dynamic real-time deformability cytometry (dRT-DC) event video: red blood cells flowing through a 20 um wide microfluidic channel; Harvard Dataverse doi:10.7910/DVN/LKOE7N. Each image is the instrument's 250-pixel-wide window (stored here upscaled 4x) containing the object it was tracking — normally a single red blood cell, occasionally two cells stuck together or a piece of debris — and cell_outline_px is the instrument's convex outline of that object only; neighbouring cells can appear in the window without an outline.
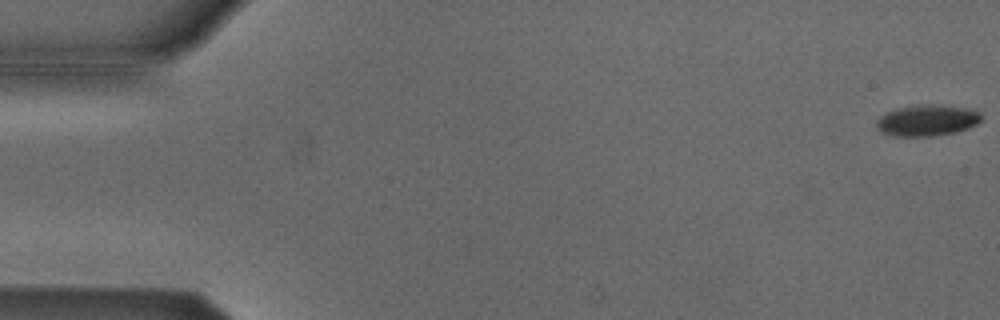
{"species": "Egyptian fruit bat (a non-hibernating species)", "species_latin": "Rousettus aegyptiacus", "temperature_condition": "cold", "stored_images_in_passage": 54, "camera_frame_rate_fps": 3000, "um_per_image_px": 0.085, "animal": {"sex": "male"}, "frame": {"image": 1, "passage_image": 1, "time_ms": 0.0, "image_size_px": [1000, 320], "cell_outline_px": [[980, 120], [976, 124], [968, 128], [956, 132], [936, 136], [896, 136], [880, 132], [876, 128], [876, 120], [884, 112], [900, 108], [928, 104], [940, 104], [976, 108], [980, 112]], "centroid_in_image_um": [78.83, 10.22], "position_along_channel_um": 6.2, "area_um2": 19.36}}
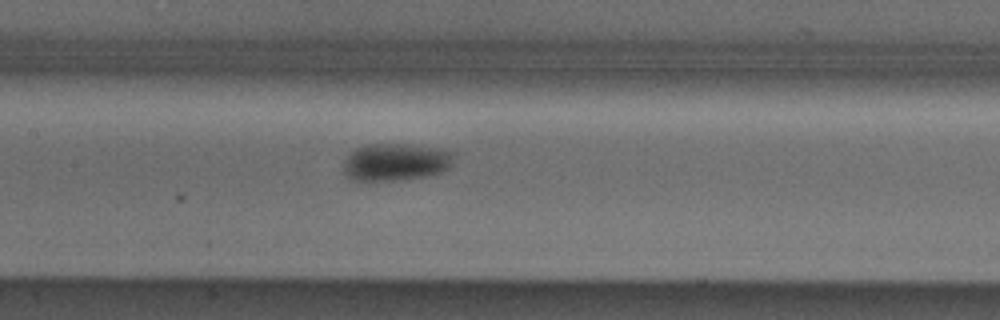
{"frame": {"image": 2, "passage_image": 26, "time_ms": 8.333, "image_size_px": [1000, 320], "cell_outline_px": [[452, 164], [444, 172], [424, 176], [400, 180], [356, 180], [348, 176], [344, 172], [344, 160], [356, 148], [368, 144], [412, 144], [440, 148], [452, 152]], "centroid_in_image_um": [33.66, 13.76], "position_along_channel_um": 173.7, "area_um2": 23.93}}
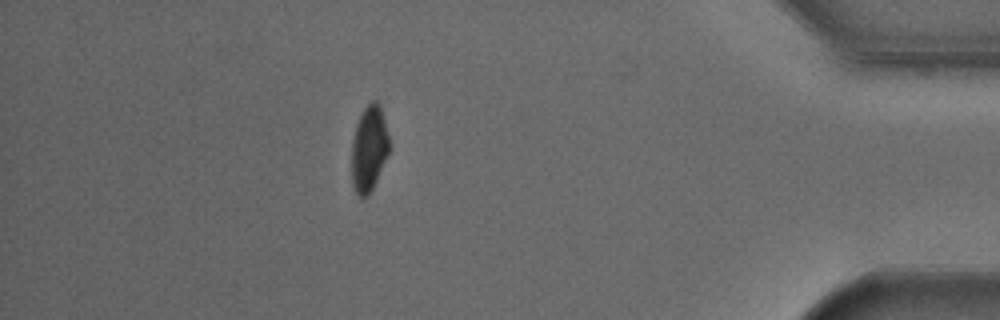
{"frame": {"image": 3, "passage_image": 48, "time_ms": 15.667, "image_size_px": [1000, 320], "cell_outline_px": [[388, 152], [376, 180], [368, 196], [360, 200], [352, 184], [352, 144], [356, 124], [364, 108], [372, 100], [376, 100], [380, 104], [388, 136]], "centroid_in_image_um": [31.34, 12.64], "position_along_channel_um": 403.9, "area_um2": 18.44}, "authors_computed_cell_mechanics": {"area_um2": 20.7213, "velocity_mm_per_s": 3.8122, "shape_relaxation_time_tau1_ms": 1.5234, "shape_relaxation_time_tau2_ms": null, "deformation_change_tau1": 0.1053, "deformation_change_tau2": null}}